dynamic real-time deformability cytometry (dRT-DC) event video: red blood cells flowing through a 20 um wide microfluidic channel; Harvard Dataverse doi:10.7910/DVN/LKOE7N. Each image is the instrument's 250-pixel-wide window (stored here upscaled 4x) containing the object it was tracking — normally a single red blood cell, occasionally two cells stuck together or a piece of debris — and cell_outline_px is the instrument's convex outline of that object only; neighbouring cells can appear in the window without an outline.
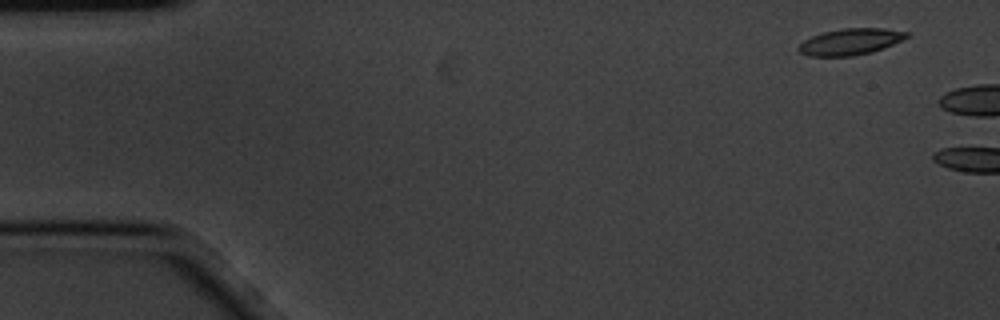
{"species": "common noctule bat (a hibernating species)", "species_latin": "Nyctalus noctula", "temperature_condition": "cold", "stored_images_in_passage": 3, "camera_frame_rate_fps": 3000, "um_per_image_px": 0.085, "animal": {"sex": "male", "body_mass_g": 20.1, "forearm_length_mm": 53.5}, "frame": {"image": 1, "passage_image": 1, "time_ms": 0.0, "image_size_px": [1000, 320], "cell_outline_px": [[908, 36], [884, 48], [872, 52], [852, 56], [808, 56], [800, 52], [796, 48], [804, 40], [812, 36], [824, 32], [840, 28], [884, 28], [908, 32]], "centroid_in_image_um": [72.25, 3.54], "position_along_channel_um": 12.7, "area_um2": 16.53}}